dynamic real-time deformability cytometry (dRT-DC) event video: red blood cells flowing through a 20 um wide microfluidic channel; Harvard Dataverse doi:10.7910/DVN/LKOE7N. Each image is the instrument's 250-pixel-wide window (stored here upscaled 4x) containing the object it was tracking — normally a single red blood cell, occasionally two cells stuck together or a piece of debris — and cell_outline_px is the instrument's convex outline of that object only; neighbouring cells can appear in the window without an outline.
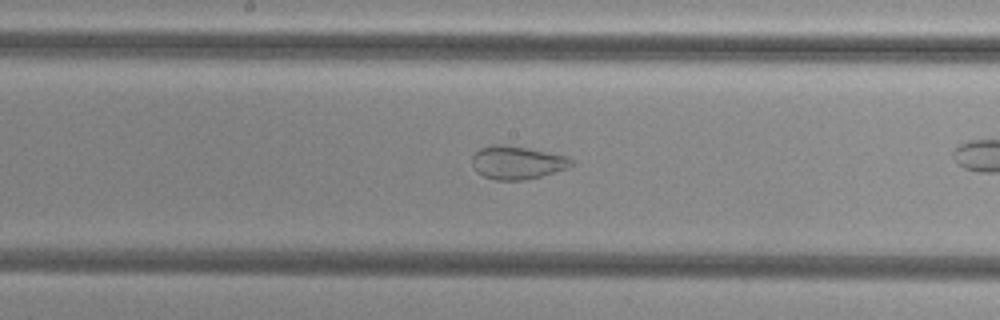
{"species": "common noctule bat (a hibernating species)", "species_latin": "Nyctalus noctula", "temperature_condition": "cold", "stored_images_in_passage": 40, "camera_frame_rate_fps": 3000, "um_per_image_px": 0.085, "animal": {"sex": "female", "body_mass_g": 29.2, "forearm_length_mm": 56.3}, "frame": {"image": 1, "passage_image": 29, "time_ms": 9.333, "image_size_px": [1000, 320], "cell_outline_px": [[572, 164], [568, 168], [540, 176], [524, 180], [496, 180], [484, 176], [476, 172], [472, 168], [472, 156], [480, 148], [492, 144], [504, 144], [528, 148], [568, 156], [572, 160]], "centroid_in_image_um": [43.92, 13.81], "position_along_channel_um": 204.3, "area_um2": 19.25}}